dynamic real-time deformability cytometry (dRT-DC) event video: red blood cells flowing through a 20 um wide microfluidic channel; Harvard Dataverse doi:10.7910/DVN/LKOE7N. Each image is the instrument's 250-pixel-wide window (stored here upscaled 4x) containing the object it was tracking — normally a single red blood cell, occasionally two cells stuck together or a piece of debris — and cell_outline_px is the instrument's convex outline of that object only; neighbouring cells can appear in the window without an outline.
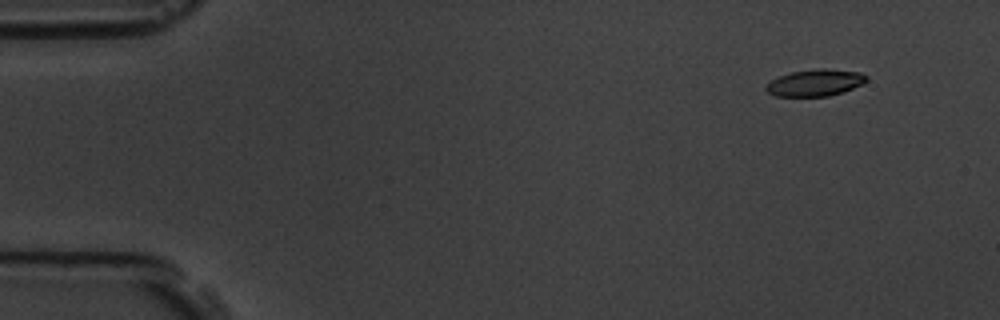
{"species": "common noctule bat (a hibernating species)", "species_latin": "Nyctalus noctula", "temperature_condition": "room temperature", "stored_images_in_passage": 54, "camera_frame_rate_fps": 3000, "um_per_image_px": 0.085, "animal": {"sex": "male", "body_mass_g": 19.5, "forearm_length_mm": 54.6}, "frame": {"image": 1, "passage_image": 1, "time_ms": 0.0, "image_size_px": [1000, 320], "cell_outline_px": [[868, 80], [844, 92], [828, 96], [776, 96], [768, 92], [764, 88], [764, 84], [780, 76], [792, 72], [820, 68], [824, 68], [860, 72], [868, 76]], "centroid_in_image_um": [69.28, 7.03], "position_along_channel_um": 15.7, "area_um2": 15.61}}
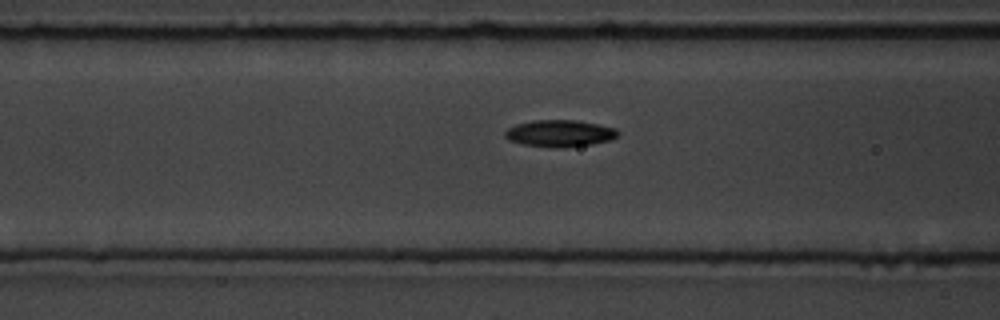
{"frame": {"image": 2, "passage_image": 19, "time_ms": 6.0, "image_size_px": [1000, 320], "cell_outline_px": [[620, 132], [616, 136], [608, 140], [592, 144], [564, 148], [552, 148], [520, 144], [508, 140], [504, 136], [504, 132], [508, 128], [516, 124], [532, 120], [576, 120], [616, 128]], "centroid_in_image_um": [47.53, 11.34], "position_along_channel_um": 119.1, "area_um2": 17.8}}
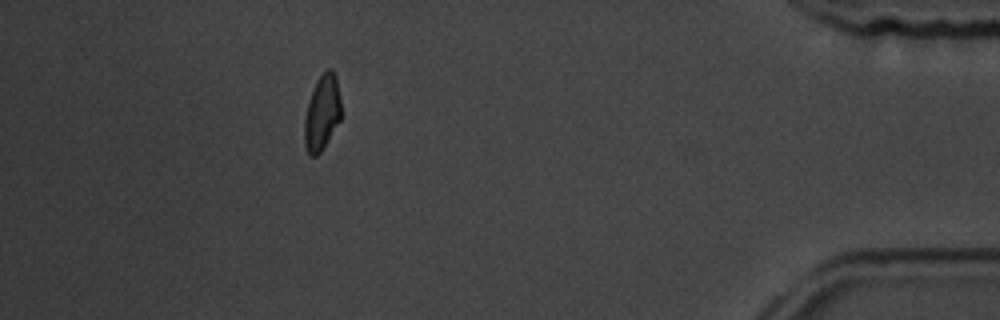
{"frame": {"image": 3, "passage_image": 48, "time_ms": 15.667, "image_size_px": [1000, 320], "cell_outline_px": [[340, 120], [320, 152], [316, 156], [312, 156], [308, 152], [304, 144], [304, 120], [312, 88], [316, 80], [328, 68], [332, 68], [336, 76], [340, 100]], "centroid_in_image_um": [27.36, 9.56], "position_along_channel_um": 407.8, "area_um2": 15.9}, "authors_computed_cell_mechanics": {"area_um2": 16.762, "velocity_mm_per_s": 3.5337, "shape_relaxation_time_tau1_ms": 3.0311, "shape_relaxation_time_tau2_ms": null, "deformation_change_tau1": 0.1368, "deformation_change_tau2": null}}